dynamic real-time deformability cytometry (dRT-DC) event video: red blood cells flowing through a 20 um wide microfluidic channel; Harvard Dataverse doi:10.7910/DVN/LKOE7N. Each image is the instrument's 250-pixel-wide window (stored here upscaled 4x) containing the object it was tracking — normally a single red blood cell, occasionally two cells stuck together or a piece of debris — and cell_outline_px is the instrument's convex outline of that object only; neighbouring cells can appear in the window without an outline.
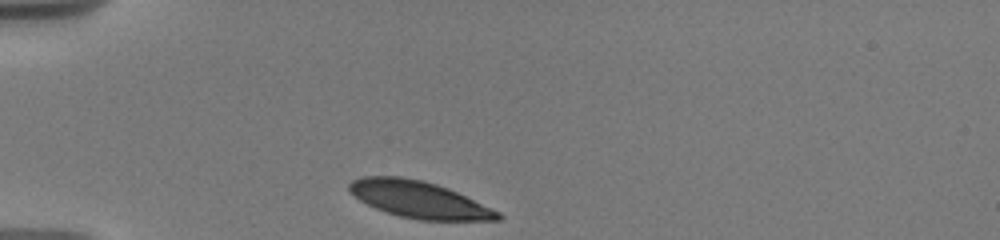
{"species": "human", "species_latin": "Homo sapiens", "temperature_condition": "warm", "stored_images_in_passage": 5, "camera_frame_rate_fps": 3000, "um_per_image_px": 0.085, "donor": {"sex": "male"}, "frame": {"image": 1, "passage_image": 1, "time_ms": 0.0, "image_size_px": [1000, 240], "cell_outline_px": [[504, 216], [500, 220], [420, 220], [400, 216], [376, 208], [360, 200], [348, 192], [348, 184], [352, 180], [360, 176], [400, 176], [424, 180], [448, 188], [500, 212]], "centroid_in_image_um": [35.59, 16.95], "position_along_channel_um": 49.4, "area_um2": 31.79}}
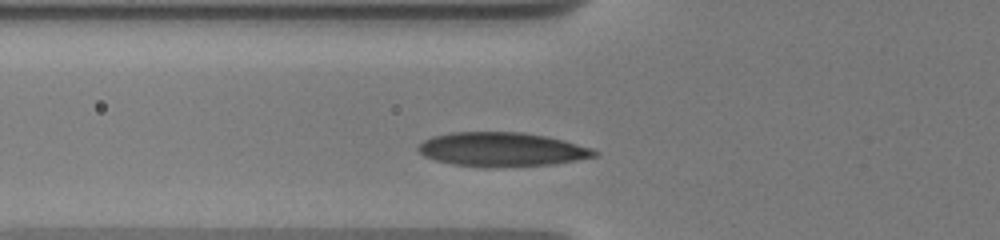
{"frame": {"image": 2, "passage_image": 4, "time_ms": 1.667, "image_size_px": [1000, 240], "cell_outline_px": [[600, 152], [596, 156], [576, 160], [552, 164], [492, 168], [484, 168], [452, 164], [436, 160], [424, 156], [416, 148], [424, 140], [432, 136], [452, 132], [524, 132], [564, 140], [592, 148]], "centroid_in_image_um": [42.65, 12.71], "position_along_channel_um": 83.2, "area_um2": 35.2}}